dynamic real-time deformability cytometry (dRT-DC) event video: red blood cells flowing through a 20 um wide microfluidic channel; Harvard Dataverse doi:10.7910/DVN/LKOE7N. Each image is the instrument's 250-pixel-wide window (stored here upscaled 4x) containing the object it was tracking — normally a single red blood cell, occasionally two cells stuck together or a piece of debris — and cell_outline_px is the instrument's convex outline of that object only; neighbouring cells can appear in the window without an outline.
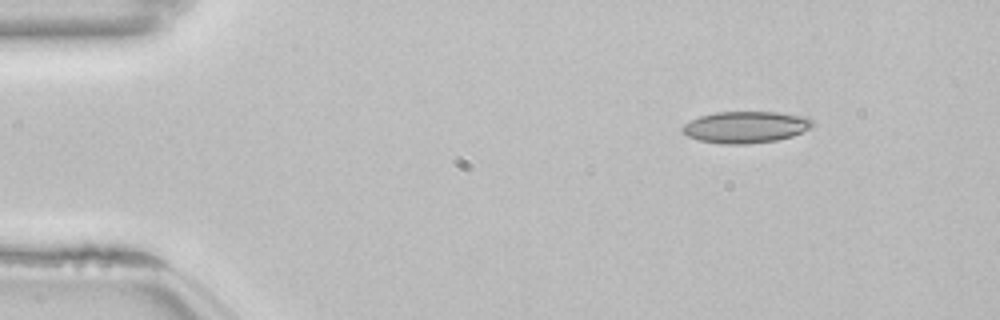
{"species": "common noctule bat (a hibernating species)", "species_latin": "Nyctalus noctula", "temperature_condition": "room temperature", "stored_images_in_passage": 16, "camera_frame_rate_fps": 3000, "um_per_image_px": 0.085, "animal": {"sex": "female", "body_mass_g": 22.7, "forearm_length_mm": 54.2}, "frame": {"image": 1, "passage_image": 1, "time_ms": 0.0, "image_size_px": [1000, 320], "cell_outline_px": [[816, 124], [792, 136], [776, 140], [744, 144], [724, 144], [700, 140], [688, 136], [680, 128], [684, 124], [700, 116], [716, 112], [776, 112], [808, 116]], "centroid_in_image_um": [63.4, 10.79], "position_along_channel_um": 21.6, "area_um2": 23.81}}
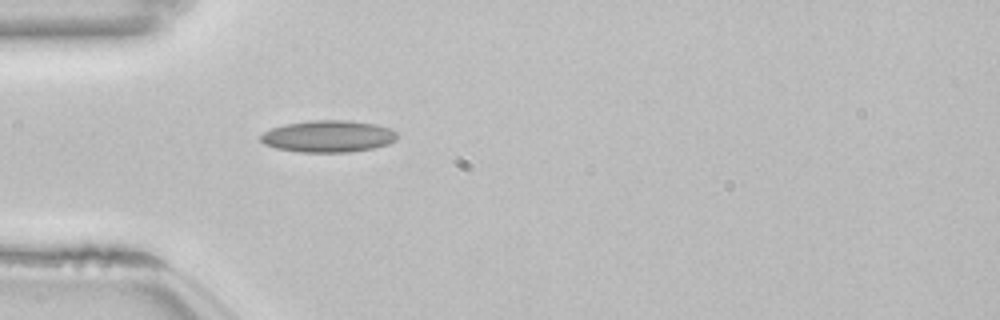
{"frame": {"image": 2, "passage_image": 10, "time_ms": 3.0, "image_size_px": [1000, 320], "cell_outline_px": [[396, 140], [388, 144], [372, 148], [348, 152], [304, 152], [276, 148], [264, 144], [260, 140], [260, 136], [264, 132], [272, 128], [284, 124], [312, 120], [352, 120], [376, 124], [388, 128], [396, 132]], "centroid_in_image_um": [27.89, 11.58], "position_along_channel_um": 57.1, "area_um2": 25.26}}